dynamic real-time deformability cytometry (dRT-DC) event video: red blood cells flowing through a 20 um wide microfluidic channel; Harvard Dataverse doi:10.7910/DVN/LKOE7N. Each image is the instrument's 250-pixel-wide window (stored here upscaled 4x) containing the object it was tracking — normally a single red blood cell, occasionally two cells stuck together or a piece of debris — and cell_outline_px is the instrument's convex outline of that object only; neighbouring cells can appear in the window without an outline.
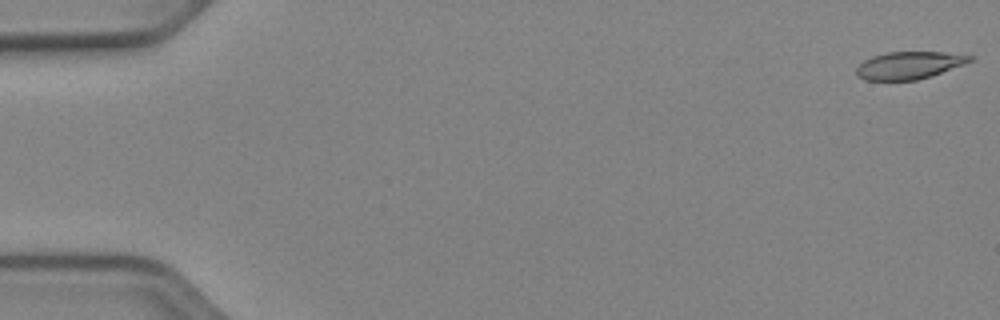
{"species": "Egyptian fruit bat (a non-hibernating species)", "species_latin": "Rousettus aegyptiacus", "temperature_condition": "cold", "stored_images_in_passage": 53, "camera_frame_rate_fps": 3000, "um_per_image_px": 0.085, "animal": {"sex": "female"}, "frame": {"image": 1, "passage_image": 1, "time_ms": 0.0, "image_size_px": [1000, 320], "cell_outline_px": [[976, 56], [972, 60], [964, 64], [932, 76], [916, 80], [864, 80], [856, 76], [856, 68], [864, 60], [872, 56], [888, 52], [944, 52]], "centroid_in_image_um": [77.27, 5.55], "position_along_channel_um": 7.7, "area_um2": 18.21}}
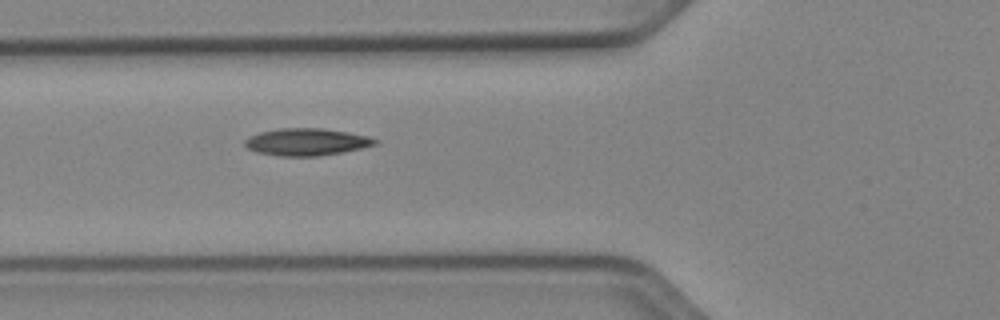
{"frame": {"image": 2, "passage_image": 20, "time_ms": 6.333, "image_size_px": [1000, 320], "cell_outline_px": [[380, 140], [376, 144], [344, 152], [320, 156], [280, 156], [256, 152], [248, 148], [244, 144], [244, 140], [248, 136], [260, 132], [280, 128], [324, 128], [348, 132], [368, 136]], "centroid_in_image_um": [26.05, 12.06], "position_along_channel_um": 99.7, "area_um2": 20.75}}
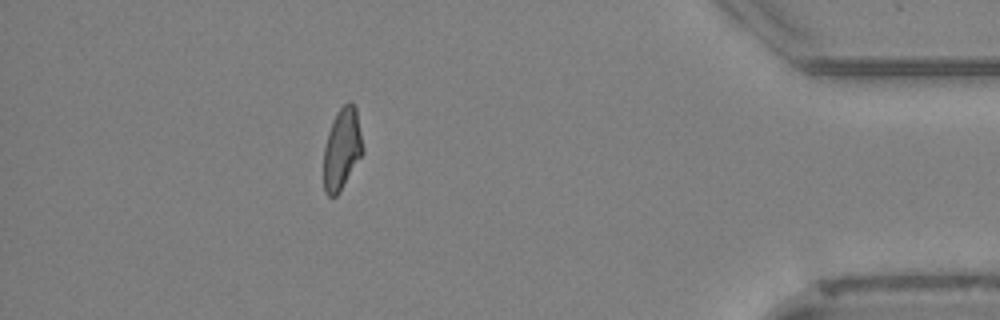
{"frame": {"image": 3, "passage_image": 47, "time_ms": 15.333, "image_size_px": [1000, 320], "cell_outline_px": [[364, 152], [340, 192], [336, 196], [328, 196], [324, 192], [324, 148], [328, 132], [332, 120], [336, 112], [348, 100], [352, 100], [356, 108], [364, 148]], "centroid_in_image_um": [29.08, 12.64], "position_along_channel_um": 406.1, "area_um2": 18.84}, "authors_computed_cell_mechanics": {"area_um2": 19.3052, "velocity_mm_per_s": 3.9007, "shape_relaxation_time_tau1_ms": null, "shape_relaxation_time_tau2_ms": 3.3988, "deformation_change_tau1": null, "deformation_change_tau2": 0.096}}